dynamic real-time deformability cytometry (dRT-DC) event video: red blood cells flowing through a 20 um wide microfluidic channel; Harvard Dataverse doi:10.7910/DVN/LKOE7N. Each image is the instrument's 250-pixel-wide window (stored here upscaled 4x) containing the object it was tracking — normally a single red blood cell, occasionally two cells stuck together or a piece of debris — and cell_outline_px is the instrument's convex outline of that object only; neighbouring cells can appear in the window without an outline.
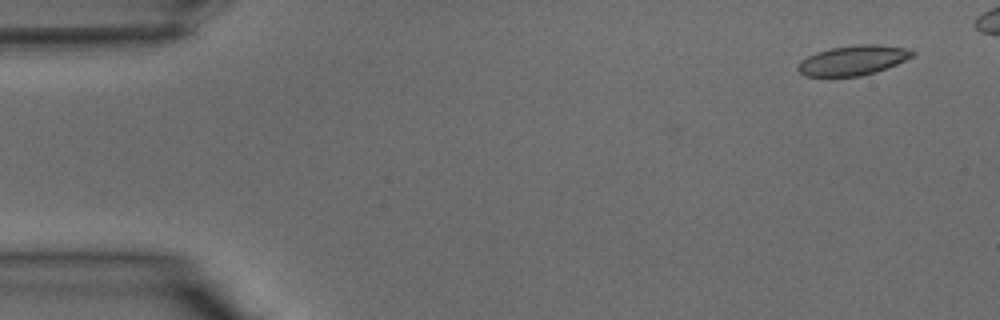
{"species": "common noctule bat (a hibernating species)", "species_latin": "Nyctalus noctula", "temperature_condition": "warm", "stored_images_in_passage": 34, "camera_frame_rate_fps": 3000, "um_per_image_px": 0.085, "animal": {"sex": "male", "body_mass_g": 15.6}, "frame": {"image": 1, "passage_image": 1, "time_ms": 0.0, "image_size_px": [1000, 320], "cell_outline_px": [[916, 52], [912, 56], [896, 64], [876, 72], [860, 76], [804, 76], [796, 68], [800, 60], [816, 52], [832, 48], [856, 44], [876, 44], [908, 48]], "centroid_in_image_um": [72.49, 5.12], "position_along_channel_um": 12.5, "area_um2": 19.83}}